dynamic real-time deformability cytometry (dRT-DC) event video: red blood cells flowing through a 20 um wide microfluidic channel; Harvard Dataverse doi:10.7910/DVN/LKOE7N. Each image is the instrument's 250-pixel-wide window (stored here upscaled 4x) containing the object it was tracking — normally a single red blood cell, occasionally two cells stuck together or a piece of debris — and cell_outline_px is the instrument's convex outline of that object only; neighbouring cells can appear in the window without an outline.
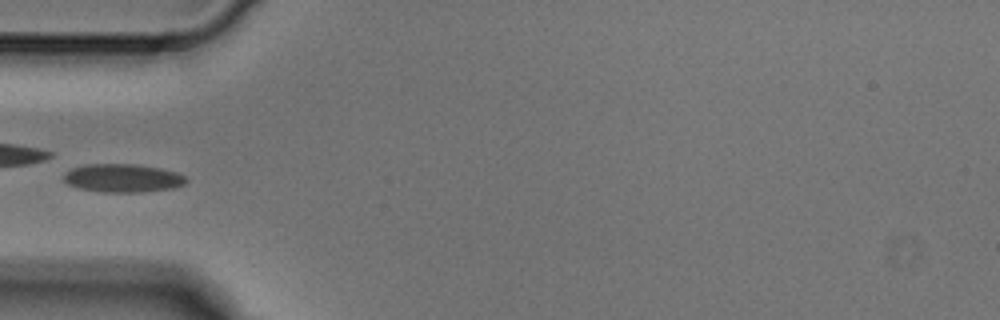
{"species": "Egyptian fruit bat (a non-hibernating species)", "species_latin": "Rousettus aegyptiacus", "temperature_condition": "cold", "stored_images_in_passage": 4, "camera_frame_rate_fps": 3000, "um_per_image_px": 0.085, "animal": {"sex": "male"}, "frame": {"image": 1, "passage_image": 4, "time_ms": 1.0, "image_size_px": [1000, 320], "cell_outline_px": [[188, 180], [184, 184], [176, 188], [140, 192], [100, 192], [76, 188], [68, 184], [64, 180], [64, 172], [72, 168], [84, 164], [136, 164], [160, 168], [176, 172], [184, 176]], "centroid_in_image_um": [10.42, 15.14], "position_along_channel_um": 74.6, "area_um2": 20.4}}